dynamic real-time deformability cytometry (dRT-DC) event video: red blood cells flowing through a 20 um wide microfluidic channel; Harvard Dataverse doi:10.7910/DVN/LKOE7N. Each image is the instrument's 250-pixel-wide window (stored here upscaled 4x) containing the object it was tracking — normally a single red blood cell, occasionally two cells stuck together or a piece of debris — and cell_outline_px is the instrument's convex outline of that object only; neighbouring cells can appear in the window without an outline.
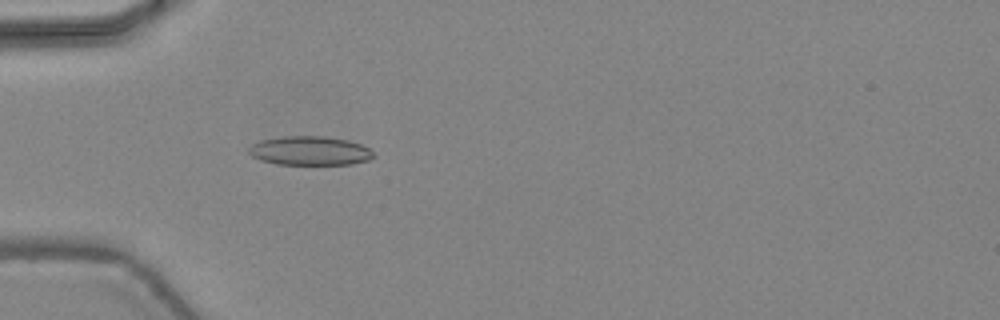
{"species": "common noctule bat (a hibernating species)", "species_latin": "Nyctalus noctula", "temperature_condition": "warm", "stored_images_in_passage": 35, "camera_frame_rate_fps": 3000, "um_per_image_px": 0.085, "animal": {"sex": "female", "body_mass_g": 24.6, "forearm_length_mm": 56.2}, "frame": {"image": 1, "passage_image": 3, "time_ms": 0.667, "image_size_px": [1000, 320], "cell_outline_px": [[376, 156], [368, 160], [352, 164], [276, 164], [260, 160], [252, 156], [248, 152], [248, 148], [252, 144], [260, 140], [284, 136], [324, 136], [348, 140], [360, 144], [368, 148]], "centroid_in_image_um": [26.32, 12.81], "position_along_channel_um": 58.7, "area_um2": 21.1}}
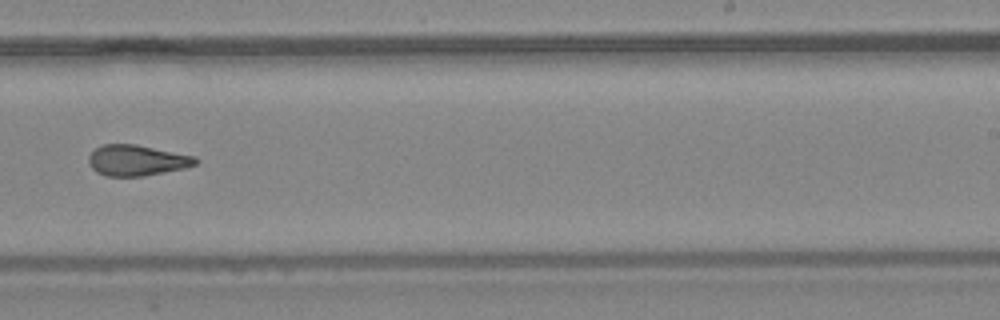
{"frame": {"image": 2, "passage_image": 18, "time_ms": 5.667, "image_size_px": [1000, 320], "cell_outline_px": [[200, 160], [196, 164], [184, 168], [144, 176], [108, 176], [96, 172], [88, 164], [88, 156], [96, 148], [104, 144], [136, 144], [196, 156]], "centroid_in_image_um": [11.64, 13.62], "position_along_channel_um": 277.4, "area_um2": 19.25}}
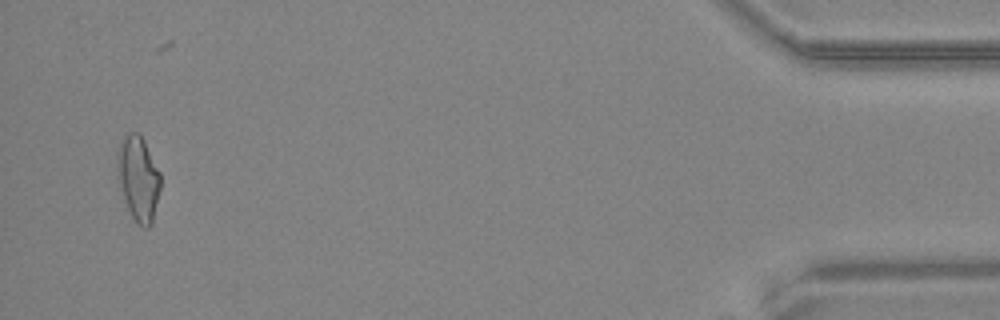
{"frame": {"image": 3, "passage_image": 33, "time_ms": 10.667, "image_size_px": [1000, 320], "cell_outline_px": [[160, 188], [152, 224], [148, 228], [144, 228], [132, 216], [128, 208], [124, 196], [116, 168], [116, 152], [124, 136], [128, 132], [136, 132], [144, 140], [160, 172]], "centroid_in_image_um": [11.76, 15.13], "position_along_channel_um": 423.4, "area_um2": 21.04}, "authors_computed_cell_mechanics": {"area_um2": 19.5364, "velocity_mm_per_s": 4.4935, "shape_relaxation_time_tau1_ms": null, "shape_relaxation_time_tau2_ms": 2.1076, "deformation_change_tau1": null, "deformation_change_tau2": 0.1087}}